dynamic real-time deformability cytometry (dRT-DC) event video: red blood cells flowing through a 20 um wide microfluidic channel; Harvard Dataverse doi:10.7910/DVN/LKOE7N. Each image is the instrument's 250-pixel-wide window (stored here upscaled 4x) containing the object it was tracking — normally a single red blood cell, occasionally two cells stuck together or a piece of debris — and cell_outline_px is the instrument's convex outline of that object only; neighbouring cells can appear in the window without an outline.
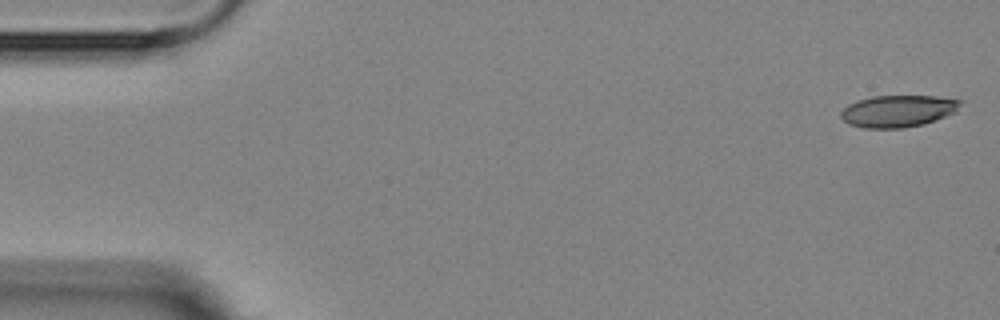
{"species": "Egyptian fruit bat (a non-hibernating species)", "species_latin": "Rousettus aegyptiacus", "temperature_condition": "room temperature", "stored_images_in_passage": 5, "segment_of_instrument_passage": [1, 2], "camera_frame_rate_fps": 3000, "um_per_image_px": 0.085, "animal": {"sex": "female"}, "frame": {"image": 1, "passage_image": 1, "time_ms": 0.0, "image_size_px": [1000, 320], "cell_outline_px": [[964, 100], [956, 112], [924, 124], [904, 128], [864, 128], [848, 124], [840, 116], [840, 112], [848, 104], [872, 96], [932, 96]], "centroid_in_image_um": [76.34, 9.44], "position_along_channel_um": 8.7, "area_um2": 22.25}}
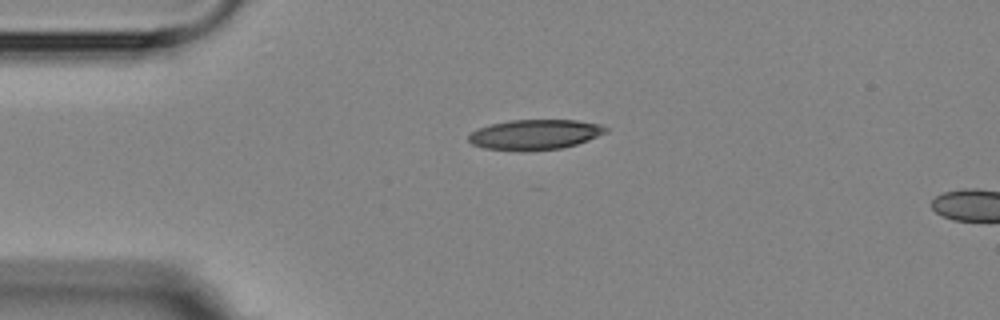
{"frame": {"image": 2, "passage_image": 4, "time_ms": 3.667, "image_size_px": [1000, 320], "cell_outline_px": [[608, 132], [588, 140], [576, 144], [560, 148], [524, 152], [520, 152], [484, 148], [472, 144], [468, 140], [468, 136], [472, 132], [480, 128], [492, 124], [508, 120], [576, 120], [600, 124], [608, 128]], "centroid_in_image_um": [45.47, 11.45], "position_along_channel_um": 39.5, "area_um2": 24.22}}